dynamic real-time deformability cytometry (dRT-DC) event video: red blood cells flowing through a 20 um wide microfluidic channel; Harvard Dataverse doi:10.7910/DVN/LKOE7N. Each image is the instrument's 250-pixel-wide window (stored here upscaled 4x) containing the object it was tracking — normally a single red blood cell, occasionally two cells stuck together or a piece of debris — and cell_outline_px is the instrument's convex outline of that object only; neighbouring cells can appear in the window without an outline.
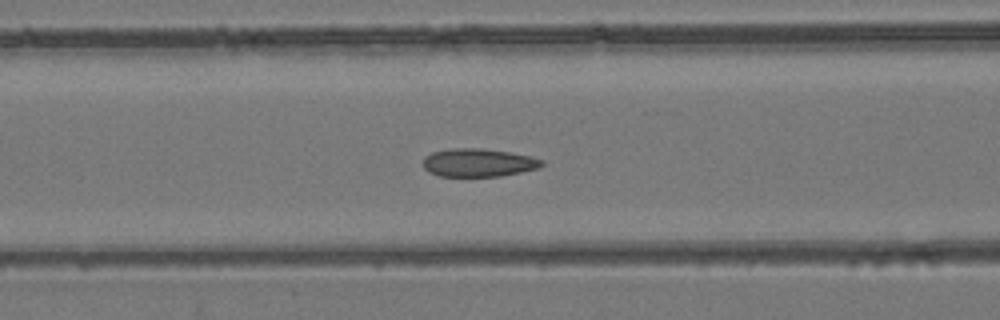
{"species": "common noctule bat (a hibernating species)", "species_latin": "Nyctalus noctula", "temperature_condition": "room temperature", "stored_images_in_passage": 55, "camera_frame_rate_fps": 3000, "um_per_image_px": 0.085, "animal": {"sex": "female", "body_mass_g": 24.6, "forearm_length_mm": 56.2}, "frame": {"image": 1, "passage_image": 23, "time_ms": 7.333, "image_size_px": [1000, 320], "cell_outline_px": [[544, 164], [540, 168], [500, 176], [440, 176], [428, 172], [424, 168], [424, 156], [432, 152], [452, 148], [480, 148], [508, 152], [532, 156], [544, 160]], "centroid_in_image_um": [40.68, 13.82], "position_along_channel_um": 125.9, "area_um2": 19.54}}
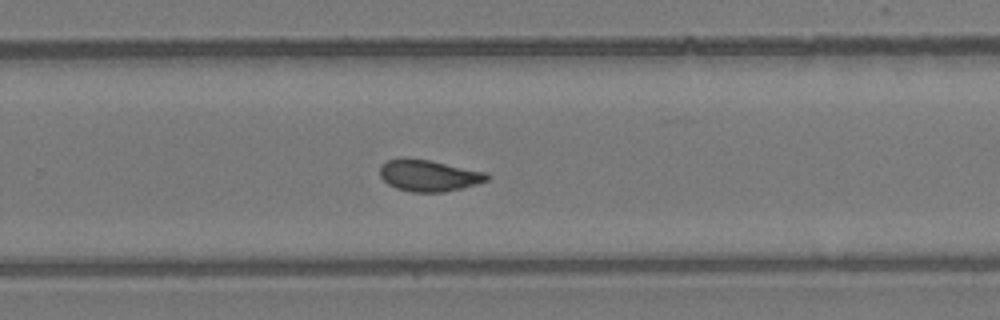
{"frame": {"image": 2, "passage_image": 36, "time_ms": 11.667, "image_size_px": [1000, 320], "cell_outline_px": [[488, 180], [476, 184], [444, 192], [412, 192], [396, 188], [388, 184], [380, 176], [380, 164], [388, 160], [428, 160], [488, 172]], "centroid_in_image_um": [36.46, 14.94], "position_along_channel_um": 293.3, "area_um2": 19.19}}
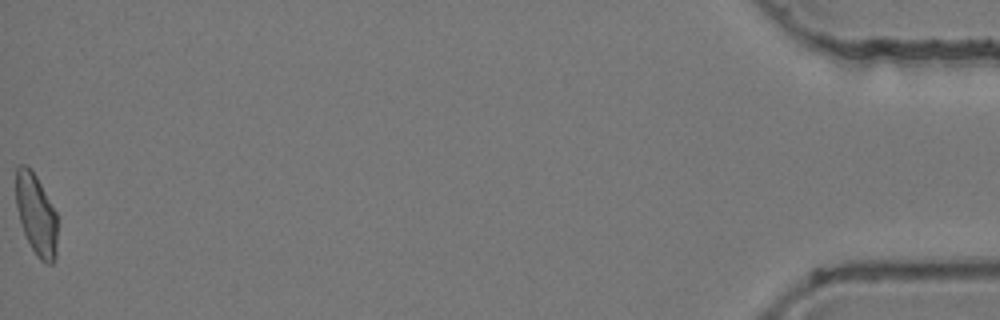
{"frame": {"image": 3, "passage_image": 55, "time_ms": 18.0, "image_size_px": [1000, 320], "cell_outline_px": [[56, 256], [52, 264], [48, 264], [40, 260], [36, 256], [24, 232], [20, 220], [16, 204], [16, 168], [20, 164], [24, 164], [36, 176], [56, 212]], "centroid_in_image_um": [3.07, 18.25], "position_along_channel_um": 432.1, "area_um2": 19.25}, "authors_computed_cell_mechanics": {"area_um2": 19.8832, "velocity_mm_per_s": 3.8754, "shape_relaxation_time_tau1_ms": null, "shape_relaxation_time_tau2_ms": 1.0955, "deformation_change_tau1": null, "deformation_change_tau2": 0.0627}}